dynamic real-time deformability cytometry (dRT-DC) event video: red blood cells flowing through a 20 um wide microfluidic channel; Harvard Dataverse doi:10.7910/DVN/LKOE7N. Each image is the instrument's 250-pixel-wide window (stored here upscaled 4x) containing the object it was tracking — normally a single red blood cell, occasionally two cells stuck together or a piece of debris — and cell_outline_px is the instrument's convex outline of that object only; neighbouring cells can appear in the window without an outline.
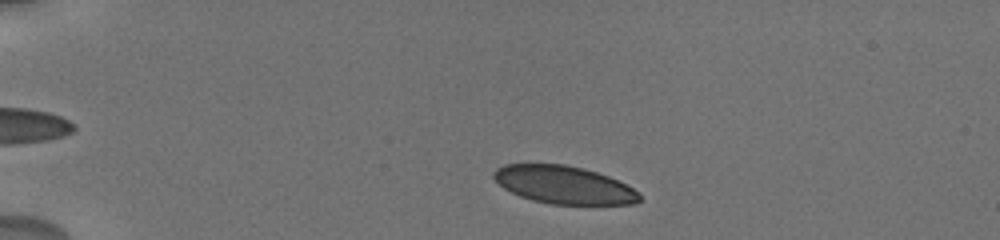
{"species": "human", "species_latin": "Homo sapiens", "temperature_condition": "cold", "stored_images_in_passage": 11, "camera_frame_rate_fps": 3000, "um_per_image_px": 0.085, "donor": {"sex": "male"}, "frame": {"image": 1, "passage_image": 2, "time_ms": 0.667, "image_size_px": [1000, 240], "cell_outline_px": [[640, 200], [632, 204], [552, 204], [532, 200], [520, 196], [504, 188], [492, 176], [492, 172], [496, 168], [504, 164], [564, 164], [584, 168], [608, 176], [640, 192]], "centroid_in_image_um": [47.9, 15.7], "position_along_channel_um": 37.1, "area_um2": 31.96}}